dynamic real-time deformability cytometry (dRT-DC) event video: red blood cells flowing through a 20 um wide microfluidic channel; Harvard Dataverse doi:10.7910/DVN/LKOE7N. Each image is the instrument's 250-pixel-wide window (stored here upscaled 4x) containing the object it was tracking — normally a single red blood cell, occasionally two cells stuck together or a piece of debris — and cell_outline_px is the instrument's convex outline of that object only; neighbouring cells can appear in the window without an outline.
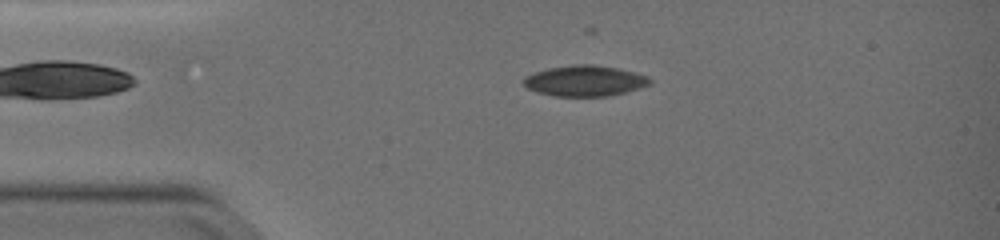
{"species": "common noctule bat (a hibernating species)", "species_latin": "Nyctalus noctula", "temperature_condition": "warm", "stored_images_in_passage": 35, "camera_frame_rate_fps": 3000, "um_per_image_px": 0.085, "animal": {"sex": "female", "body_mass_g": 19.0, "forearm_length_mm": 51.5}, "frame": {"image": 1, "passage_image": 9, "time_ms": 2.667, "image_size_px": [1000, 240], "cell_outline_px": [[652, 84], [640, 88], [608, 96], [552, 96], [536, 92], [528, 88], [524, 84], [524, 76], [532, 72], [548, 68], [576, 64], [592, 64], [620, 68], [636, 72], [648, 76], [652, 80]], "centroid_in_image_um": [49.72, 6.86], "position_along_channel_um": 35.3, "area_um2": 22.89}}
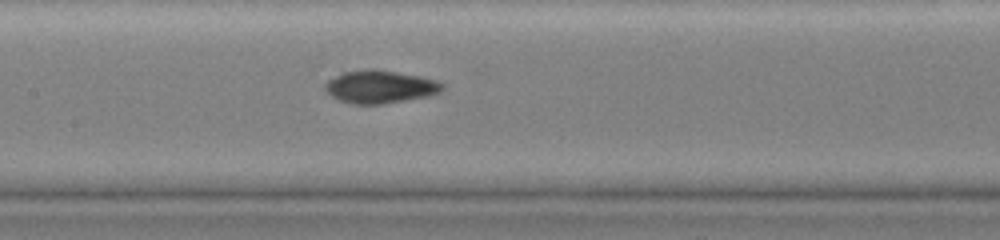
{"frame": {"image": 2, "passage_image": 23, "time_ms": 7.333, "image_size_px": [1000, 240], "cell_outline_px": [[444, 88], [440, 92], [428, 96], [384, 104], [352, 104], [340, 100], [332, 96], [324, 88], [324, 84], [328, 80], [344, 72], [368, 68], [376, 68], [420, 76], [436, 80], [444, 84]], "centroid_in_image_um": [32.32, 7.37], "position_along_channel_um": 175.1, "area_um2": 22.54}}
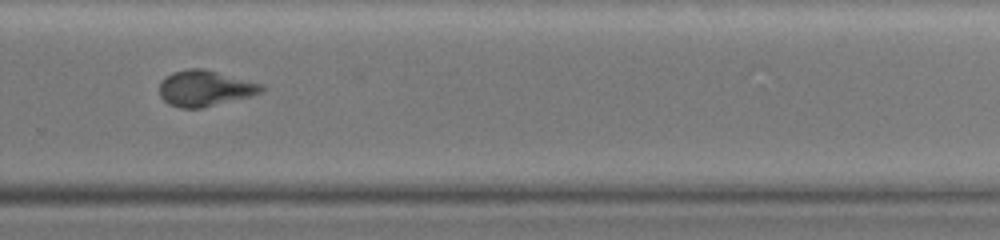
{"frame": {"image": 3, "passage_image": 34, "time_ms": 11.0, "image_size_px": [1000, 240], "cell_outline_px": [[264, 92], [252, 96], [200, 108], [180, 108], [168, 104], [160, 96], [160, 80], [164, 76], [172, 72], [188, 68], [204, 68], [264, 84]], "centroid_in_image_um": [17.43, 7.49], "position_along_channel_um": 312.4, "area_um2": 21.62}}